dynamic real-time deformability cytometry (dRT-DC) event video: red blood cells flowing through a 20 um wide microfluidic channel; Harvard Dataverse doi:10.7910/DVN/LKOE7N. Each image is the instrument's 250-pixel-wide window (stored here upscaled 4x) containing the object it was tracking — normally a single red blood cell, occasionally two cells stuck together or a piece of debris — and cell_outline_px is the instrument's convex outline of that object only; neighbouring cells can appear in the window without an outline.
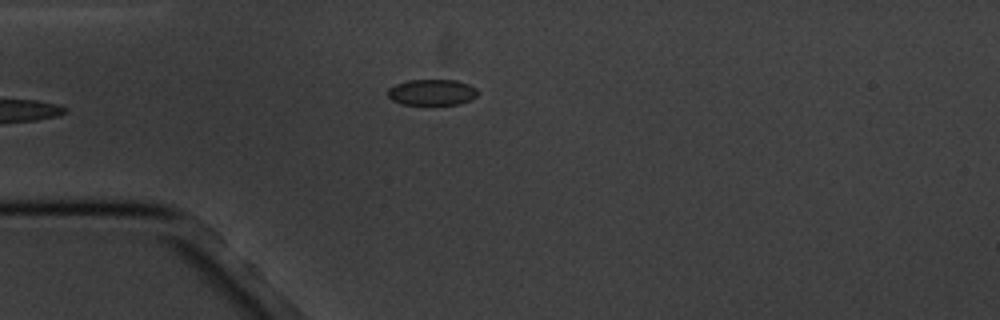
{"species": "common noctule bat (a hibernating species)", "species_latin": "Nyctalus noctula", "temperature_condition": "cold", "stored_images_in_passage": 6, "camera_frame_rate_fps": 3000, "um_per_image_px": 0.085, "animal": {"sex": "male", "body_mass_g": 20.1, "forearm_length_mm": 53.5}, "frame": {"image": 1, "passage_image": 6, "time_ms": 6.333, "image_size_px": [1000, 320], "cell_outline_px": [[480, 92], [472, 100], [460, 104], [400, 104], [392, 100], [388, 96], [388, 88], [396, 84], [408, 80], [456, 80], [468, 84], [476, 88]], "centroid_in_image_um": [36.74, 7.84], "position_along_channel_um": 48.3, "area_um2": 13.7}}